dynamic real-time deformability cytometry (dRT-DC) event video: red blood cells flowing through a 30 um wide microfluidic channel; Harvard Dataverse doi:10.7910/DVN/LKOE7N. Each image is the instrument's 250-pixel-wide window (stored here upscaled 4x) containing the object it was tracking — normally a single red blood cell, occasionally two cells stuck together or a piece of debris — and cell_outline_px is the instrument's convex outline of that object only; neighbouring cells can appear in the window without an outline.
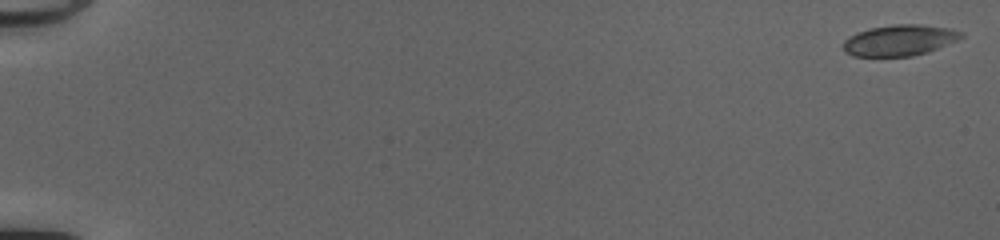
{"species": "common noctule bat (a hibernating species)", "species_latin": "Nyctalus noctula", "temperature_condition": "cold", "stored_images_in_passage": 51, "camera_frame_rate_fps": 3000, "um_per_image_px": 0.085, "animal": {"sex": "female", "body_mass_g": 20.0, "forearm_length_mm": 54.0}, "frame": {"image": 1, "passage_image": 1, "time_ms": 0.0, "image_size_px": [1000, 240], "cell_outline_px": [[964, 36], [956, 40], [928, 52], [912, 56], [852, 56], [844, 52], [844, 40], [848, 36], [856, 32], [868, 28], [892, 24], [920, 24], [952, 28], [964, 32]], "centroid_in_image_um": [76.45, 3.41], "position_along_channel_um": 8.6, "area_um2": 21.5}}
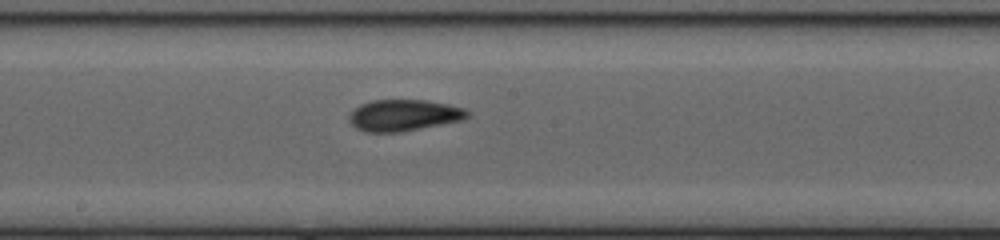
{"frame": {"image": 2, "passage_image": 30, "time_ms": 9.667, "image_size_px": [1000, 240], "cell_outline_px": [[472, 116], [464, 120], [400, 132], [364, 132], [356, 128], [348, 120], [348, 112], [360, 104], [372, 100], [424, 100], [448, 104], [464, 108], [472, 112]], "centroid_in_image_um": [34.33, 9.8], "position_along_channel_um": 213.9, "area_um2": 22.02}}
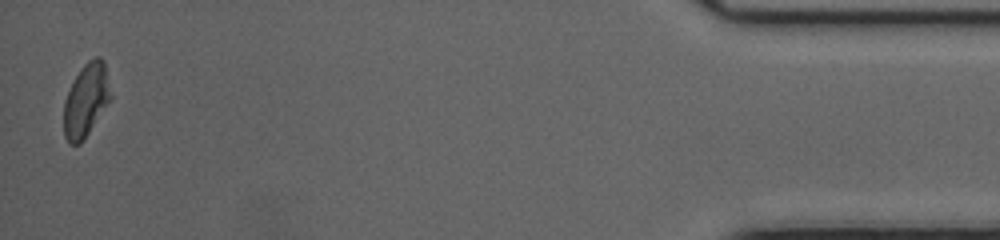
{"frame": {"image": 3, "passage_image": 51, "time_ms": 16.667, "image_size_px": [1000, 240], "cell_outline_px": [[112, 96], [84, 140], [80, 144], [68, 144], [64, 136], [64, 100], [80, 68], [88, 60], [96, 56], [100, 56], [104, 60]], "centroid_in_image_um": [7.31, 8.51], "position_along_channel_um": 427.9, "area_um2": 19.94}, "authors_computed_cell_mechanics": {"area_um2": 21.2704, "velocity_mm_per_s": 4.1488, "shape_relaxation_time_tau1_ms": 4.9797, "shape_relaxation_time_tau2_ms": 2.1667, "deformation_change_tau1": 0.1293, "deformation_change_tau2": 0.076}}